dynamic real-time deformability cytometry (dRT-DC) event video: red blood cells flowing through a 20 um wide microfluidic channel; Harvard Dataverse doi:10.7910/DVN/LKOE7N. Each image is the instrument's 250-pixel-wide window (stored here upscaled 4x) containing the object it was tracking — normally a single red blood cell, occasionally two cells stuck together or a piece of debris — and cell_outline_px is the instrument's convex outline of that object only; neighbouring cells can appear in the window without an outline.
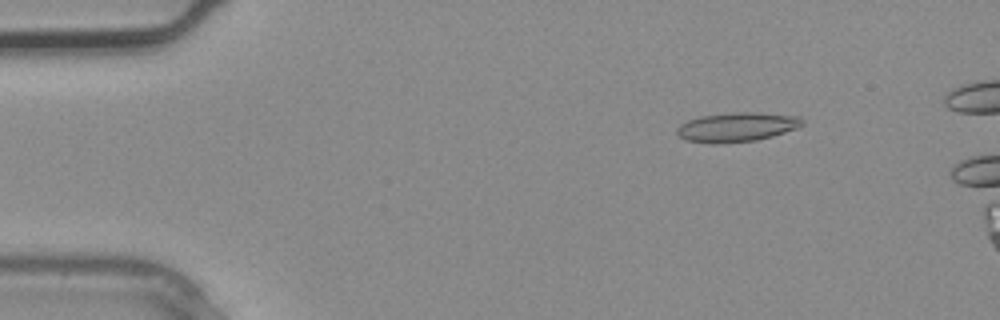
{"species": "common noctule bat (a hibernating species)", "species_latin": "Nyctalus noctula", "temperature_condition": "warm", "stored_images_in_passage": 3, "camera_frame_rate_fps": 3000, "um_per_image_px": 0.085, "animal": {"sex": "male", "body_mass_g": 20.4}, "frame": {"image": 1, "passage_image": 3, "time_ms": 0.667, "image_size_px": [1000, 320], "cell_outline_px": [[804, 124], [796, 128], [772, 136], [756, 140], [720, 144], [708, 144], [684, 140], [676, 132], [676, 128], [680, 124], [688, 120], [700, 116], [736, 112], [756, 112], [800, 116], [804, 120]], "centroid_in_image_um": [62.61, 10.81], "position_along_channel_um": 22.4, "area_um2": 21.62}}